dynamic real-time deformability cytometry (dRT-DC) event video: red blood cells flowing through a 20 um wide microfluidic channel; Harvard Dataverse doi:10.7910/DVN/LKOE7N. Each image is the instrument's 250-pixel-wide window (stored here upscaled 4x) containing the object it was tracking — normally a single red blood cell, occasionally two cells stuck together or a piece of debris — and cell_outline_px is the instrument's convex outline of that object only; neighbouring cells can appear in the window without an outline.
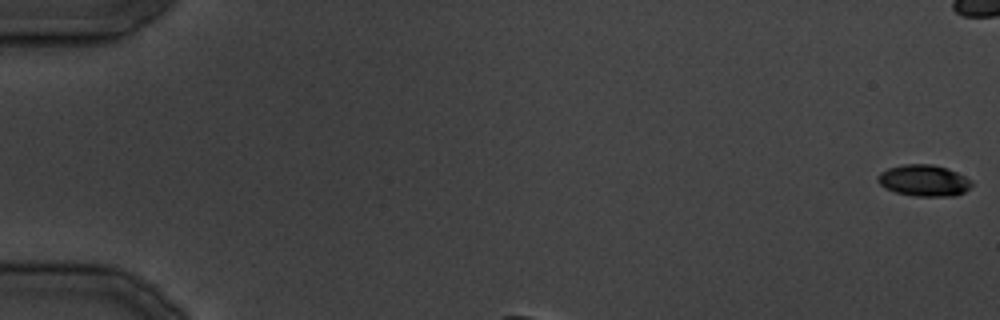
{"species": "common noctule bat (a hibernating species)", "species_latin": "Nyctalus noctula", "temperature_condition": "cold", "stored_images_in_passage": 21, "camera_frame_rate_fps": 3000, "um_per_image_px": 0.085, "animal": {"sex": "male", "body_mass_g": 19.5, "forearm_length_mm": 54.6}, "frame": {"image": 1, "passage_image": 1, "time_ms": 0.0, "image_size_px": [1000, 320], "cell_outline_px": [[972, 184], [964, 192], [956, 196], [916, 196], [896, 192], [884, 188], [876, 180], [876, 176], [880, 172], [888, 168], [904, 164], [932, 164], [948, 168], [972, 180]], "centroid_in_image_um": [78.51, 15.34], "position_along_channel_um": 6.5, "area_um2": 17.28}}
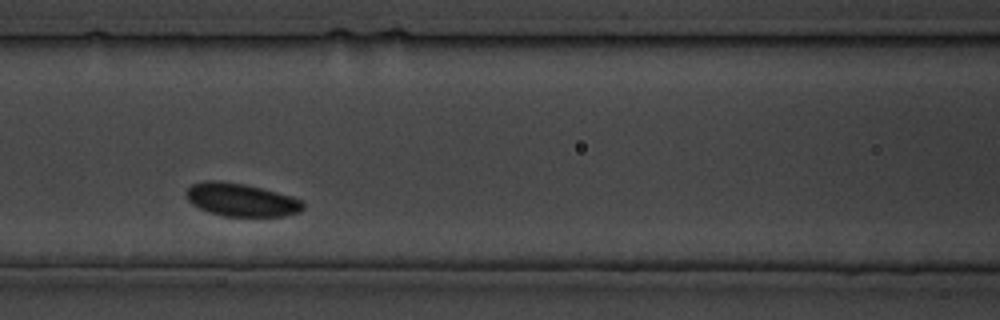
{"frame": {"image": 2, "passage_image": 10, "time_ms": 11.0, "image_size_px": [1000, 320], "cell_outline_px": [[304, 208], [300, 212], [284, 216], [224, 216], [208, 212], [192, 204], [184, 196], [184, 192], [192, 184], [204, 180], [220, 180], [244, 184], [292, 196], [304, 200]], "centroid_in_image_um": [20.49, 16.98], "position_along_channel_um": 146.1, "area_um2": 22.72}}
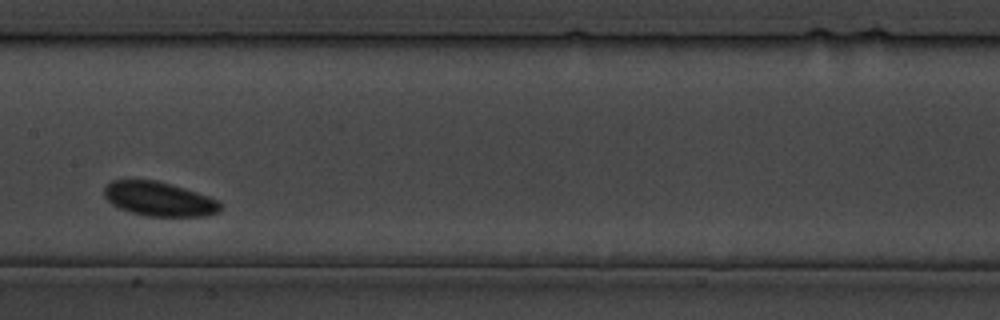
{"frame": {"image": 3, "passage_image": 12, "time_ms": 14.333, "image_size_px": [1000, 320], "cell_outline_px": [[224, 208], [220, 212], [204, 216], [148, 216], [132, 212], [120, 208], [112, 204], [104, 196], [104, 188], [112, 180], [156, 180], [184, 188], [208, 196], [224, 204]], "centroid_in_image_um": [13.57, 16.92], "position_along_channel_um": 193.8, "area_um2": 23.12}}